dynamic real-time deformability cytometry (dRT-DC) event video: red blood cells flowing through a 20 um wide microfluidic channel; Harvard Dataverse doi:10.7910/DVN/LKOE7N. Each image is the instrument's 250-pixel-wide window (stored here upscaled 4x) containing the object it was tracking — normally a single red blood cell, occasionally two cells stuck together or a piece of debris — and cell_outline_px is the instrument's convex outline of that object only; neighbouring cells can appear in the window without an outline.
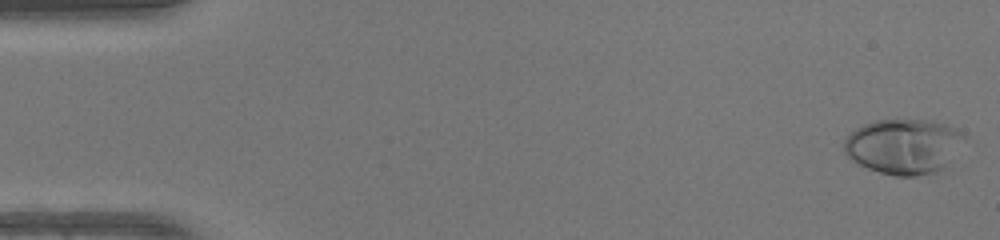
{"species": "human", "species_latin": "Homo sapiens", "temperature_condition": "warm", "stored_images_in_passage": 50, "camera_frame_rate_fps": 3000, "um_per_image_px": 0.085, "donor": {"sex": "female"}, "frame": {"image": 1, "passage_image": 1, "time_ms": 0.0, "image_size_px": [1000, 240], "cell_outline_px": [[968, 136], [944, 168], [936, 172], [916, 176], [896, 176], [880, 172], [856, 164], [844, 152], [844, 140], [856, 128], [864, 124], [876, 120], [932, 120], [956, 128]], "centroid_in_image_um": [76.82, 12.44], "position_along_channel_um": 8.2, "area_um2": 38.73}}
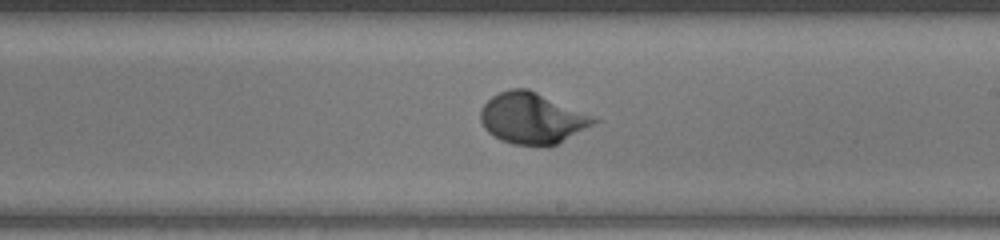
{"frame": {"image": 2, "passage_image": 29, "time_ms": 9.333, "image_size_px": [1000, 240], "cell_outline_px": [[600, 120], [556, 144], [548, 148], [512, 144], [500, 140], [488, 132], [484, 128], [480, 120], [480, 108], [492, 96], [500, 92], [512, 88], [528, 88], [592, 116]], "centroid_in_image_um": [45.17, 10.07], "position_along_channel_um": 243.8, "area_um2": 33.58}}
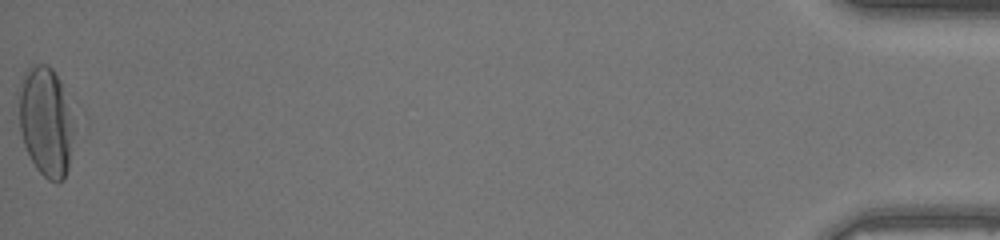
{"frame": {"image": 3, "passage_image": 50, "time_ms": 16.333, "image_size_px": [1000, 240], "cell_outline_px": [[88, 124], [64, 180], [56, 184], [48, 180], [36, 168], [24, 144], [20, 132], [16, 92], [24, 72], [32, 64], [44, 64], [52, 68], [88, 116]], "centroid_in_image_um": [4.2, 10.32], "position_along_channel_um": 431.0, "area_um2": 41.27}, "authors_computed_cell_mechanics": {"area_um2": 32.1079, "velocity_mm_per_s": 4.1688, "shape_relaxation_time_tau1_ms": 4.3553, "shape_relaxation_time_tau2_ms": null, "deformation_change_tau1": 0.2354, "deformation_change_tau2": null}}